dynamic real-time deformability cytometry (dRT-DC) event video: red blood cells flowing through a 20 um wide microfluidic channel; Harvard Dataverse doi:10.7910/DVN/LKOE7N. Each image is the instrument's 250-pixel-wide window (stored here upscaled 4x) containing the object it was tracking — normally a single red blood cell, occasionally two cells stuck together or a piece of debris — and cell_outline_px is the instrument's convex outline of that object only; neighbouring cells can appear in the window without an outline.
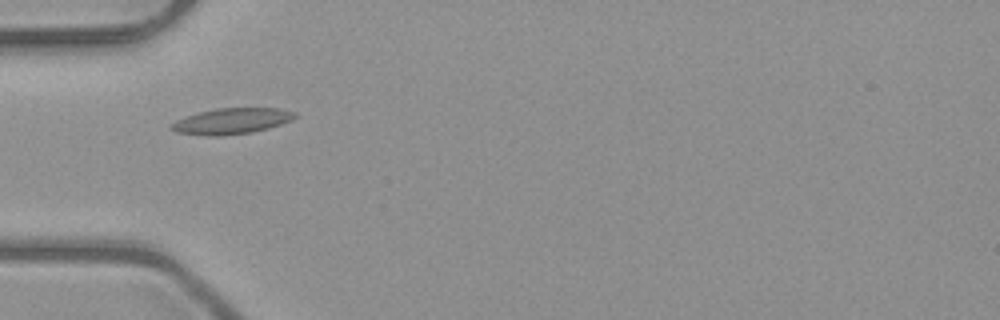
{"species": "common noctule bat (a hibernating species)", "species_latin": "Nyctalus noctula", "temperature_condition": "room temperature", "stored_images_in_passage": 7, "camera_frame_rate_fps": 3000, "um_per_image_px": 0.085, "animal": {"sex": "male", "body_mass_g": 23.1, "forearm_length_mm": 52.7}, "frame": {"image": 1, "passage_image": 4, "time_ms": 1.0, "image_size_px": [1000, 320], "cell_outline_px": [[296, 116], [292, 120], [268, 128], [252, 132], [220, 136], [208, 136], [176, 132], [168, 128], [168, 124], [176, 120], [196, 112], [216, 108], [280, 108], [296, 112]], "centroid_in_image_um": [19.64, 10.29], "position_along_channel_um": 65.4, "area_um2": 18.84}}
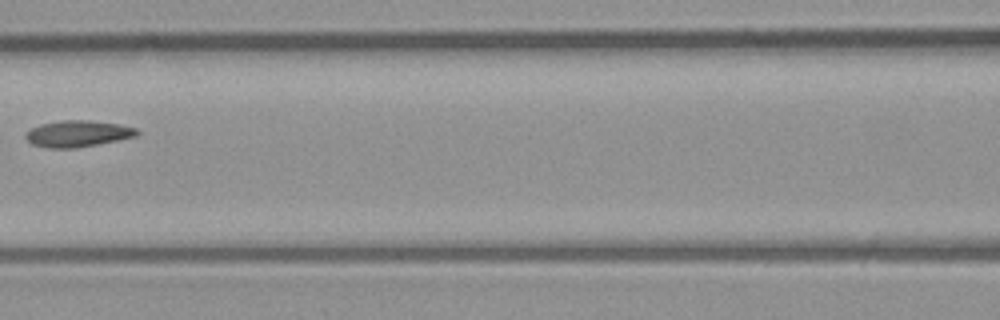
{"frame": {"image": 2, "passage_image": 6, "time_ms": 1.667, "image_size_px": [1000, 320], "cell_outline_px": [[140, 132], [136, 136], [96, 144], [72, 148], [48, 148], [32, 144], [24, 136], [32, 128], [40, 124], [60, 120], [88, 120], [116, 124], [136, 128]], "centroid_in_image_um": [6.58, 11.35], "position_along_channel_um": 160.0, "area_um2": 16.82}}
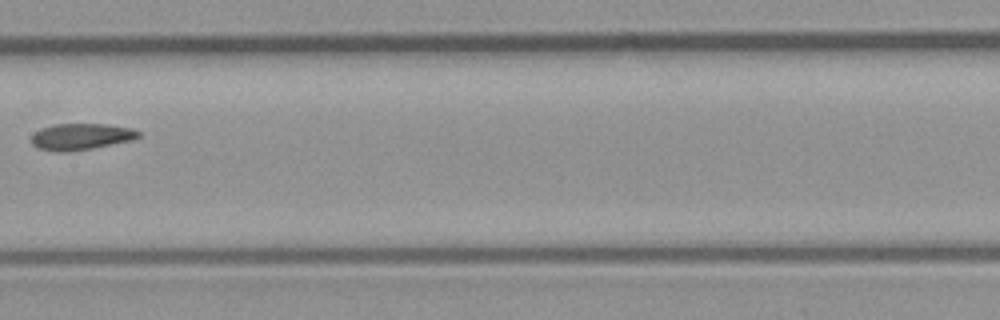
{"frame": {"image": 3, "passage_image": 7, "time_ms": 2.0, "image_size_px": [1000, 320], "cell_outline_px": [[140, 136], [132, 140], [92, 148], [68, 152], [56, 152], [36, 148], [32, 144], [32, 136], [40, 128], [56, 124], [104, 124], [132, 128], [140, 132]], "centroid_in_image_um": [6.87, 11.62], "position_along_channel_um": 200.5, "area_um2": 16.47}}